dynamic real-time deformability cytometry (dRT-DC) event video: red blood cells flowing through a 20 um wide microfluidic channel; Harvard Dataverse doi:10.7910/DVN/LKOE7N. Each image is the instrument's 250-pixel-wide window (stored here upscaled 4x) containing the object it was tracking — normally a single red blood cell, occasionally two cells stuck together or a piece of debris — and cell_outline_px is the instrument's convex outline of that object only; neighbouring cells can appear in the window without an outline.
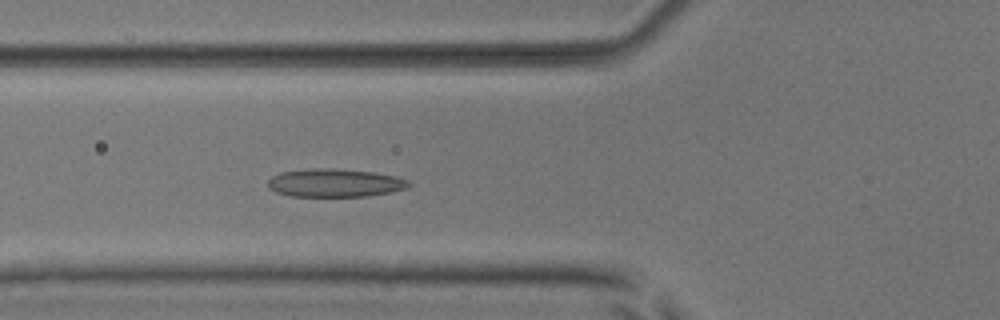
{"species": "common noctule bat (a hibernating species)", "species_latin": "Nyctalus noctula", "temperature_condition": "room temperature", "stored_images_in_passage": 53, "camera_frame_rate_fps": 3000, "um_per_image_px": 0.085, "animal": {"sex": "male", "body_mass_g": 17.9, "forearm_length_mm": 54.2}, "frame": {"image": 1, "passage_image": 20, "time_ms": 6.333, "image_size_px": [1000, 320], "cell_outline_px": [[412, 184], [404, 188], [388, 192], [368, 196], [292, 196], [276, 192], [268, 188], [268, 180], [272, 176], [280, 172], [312, 168], [328, 168], [372, 172], [396, 176], [408, 180]], "centroid_in_image_um": [28.42, 15.54], "position_along_channel_um": 97.4, "area_um2": 22.95}}
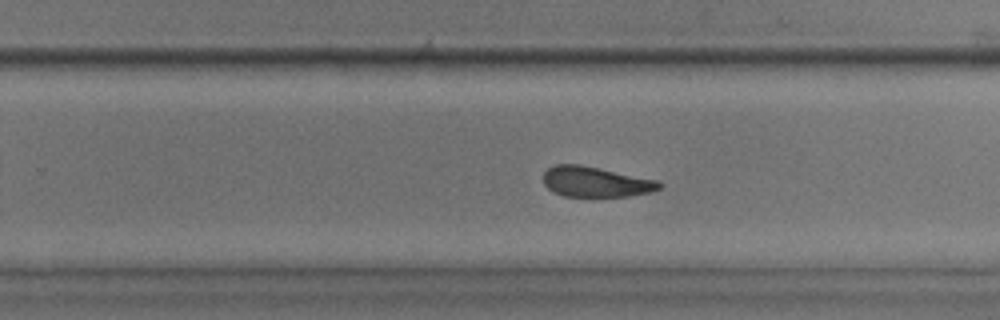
{"frame": {"image": 2, "passage_image": 34, "time_ms": 11.0, "image_size_px": [1000, 320], "cell_outline_px": [[664, 184], [660, 188], [652, 192], [628, 196], [564, 196], [552, 192], [544, 184], [544, 172], [552, 164], [580, 164], [656, 180]], "centroid_in_image_um": [50.61, 15.45], "position_along_channel_um": 279.2, "area_um2": 20.46}}
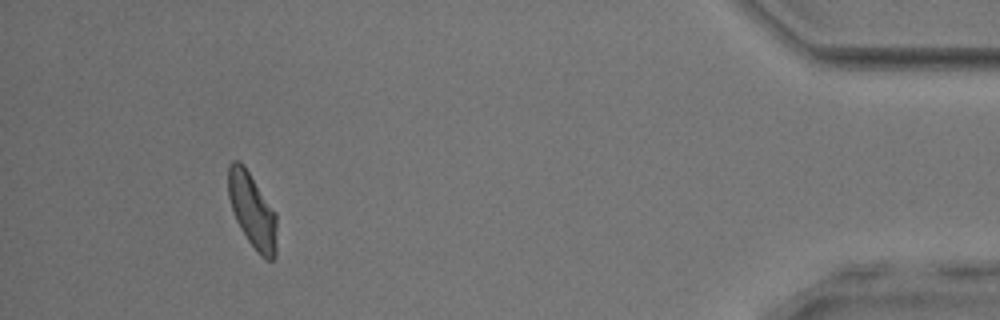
{"frame": {"image": 3, "passage_image": 49, "time_ms": 16.0, "image_size_px": [1000, 320], "cell_outline_px": [[276, 256], [272, 260], [264, 260], [256, 252], [240, 228], [236, 220], [228, 196], [228, 168], [232, 160], [240, 160], [244, 164], [276, 212]], "centroid_in_image_um": [21.45, 17.9], "position_along_channel_um": 413.8, "area_um2": 21.39}, "authors_computed_cell_mechanics": {"area_um2": 22.0218, "velocity_mm_per_s": 3.9046, "shape_relaxation_time_tau1_ms": 6.7928, "shape_relaxation_time_tau2_ms": 2.6359, "deformation_change_tau1": 0.1632, "deformation_change_tau2": 0.0929}}